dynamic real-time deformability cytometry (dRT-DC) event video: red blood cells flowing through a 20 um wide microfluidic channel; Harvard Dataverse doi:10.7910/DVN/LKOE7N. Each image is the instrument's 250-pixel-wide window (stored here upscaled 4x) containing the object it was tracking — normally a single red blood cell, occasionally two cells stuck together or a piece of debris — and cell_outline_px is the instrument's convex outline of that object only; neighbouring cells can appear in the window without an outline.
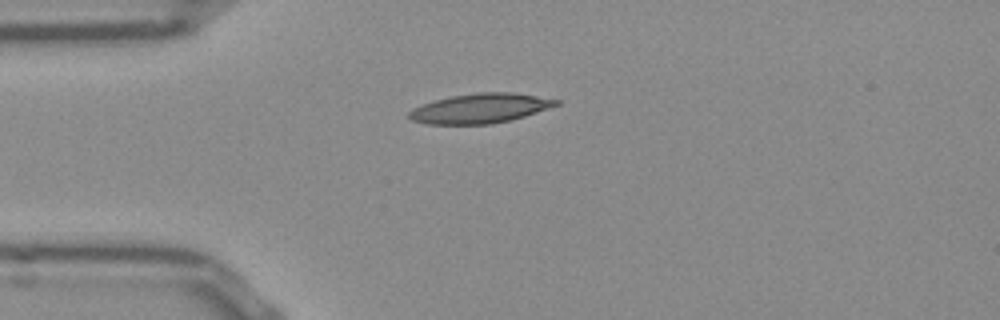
{"species": "Egyptian fruit bat (a non-hibernating species)", "species_latin": "Rousettus aegyptiacus", "temperature_condition": "room temperature", "stored_images_in_passage": 40, "camera_frame_rate_fps": 3000, "um_per_image_px": 0.085, "frame": {"image": 1, "passage_image": 1, "time_ms": 0.0, "image_size_px": [1000, 320], "cell_outline_px": [[560, 104], [512, 120], [492, 124], [428, 124], [412, 120], [408, 116], [408, 112], [412, 108], [436, 100], [452, 96], [476, 92], [512, 92], [560, 100]], "centroid_in_image_um": [40.81, 9.21], "position_along_channel_um": 44.2, "area_um2": 25.26}}
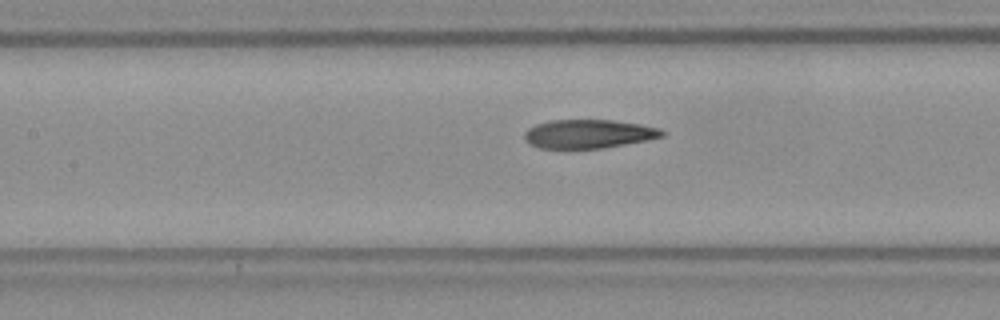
{"frame": {"image": 2, "passage_image": 11, "time_ms": 3.333, "image_size_px": [1000, 320], "cell_outline_px": [[664, 136], [648, 140], [604, 148], [540, 148], [528, 144], [524, 140], [524, 132], [528, 128], [536, 124], [552, 120], [612, 120], [640, 124], [660, 128], [664, 132]], "centroid_in_image_um": [50.01, 11.38], "position_along_channel_um": 157.4, "area_um2": 23.12}}
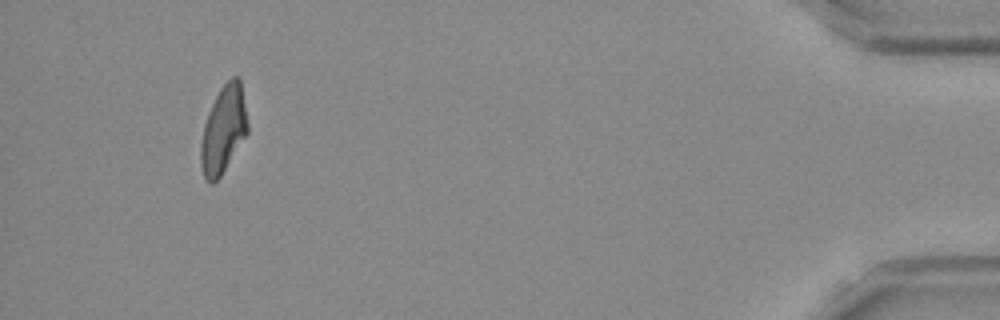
{"frame": {"image": 3, "passage_image": 37, "time_ms": 12.0, "image_size_px": [1000, 320], "cell_outline_px": [[248, 132], [220, 176], [212, 184], [208, 184], [204, 180], [200, 168], [200, 144], [204, 124], [208, 112], [220, 88], [232, 76], [240, 76], [248, 124]], "centroid_in_image_um": [18.97, 11.04], "position_along_channel_um": 416.2, "area_um2": 23.93}, "authors_computed_cell_mechanics": {"area_um2": 24.0159, "velocity_mm_per_s": 3.8568, "shape_relaxation_time_tau1_ms": null, "shape_relaxation_time_tau2_ms": 2.3691, "deformation_change_tau1": null, "deformation_change_tau2": 0.1047}}